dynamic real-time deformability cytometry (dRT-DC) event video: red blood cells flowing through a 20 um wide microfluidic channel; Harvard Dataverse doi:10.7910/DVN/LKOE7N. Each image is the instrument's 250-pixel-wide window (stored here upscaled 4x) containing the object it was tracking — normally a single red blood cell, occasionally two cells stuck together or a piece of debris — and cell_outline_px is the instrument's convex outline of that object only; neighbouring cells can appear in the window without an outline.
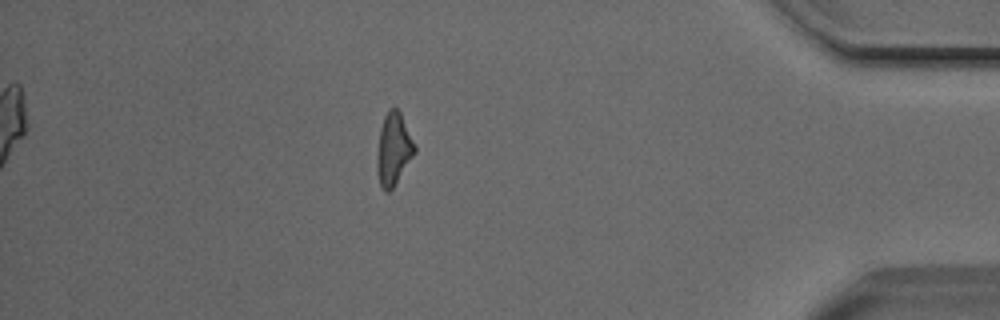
{"species": "Egyptian fruit bat (a non-hibernating species)", "species_latin": "Rousettus aegyptiacus", "temperature_condition": "cold", "stored_images_in_passage": 47, "camera_frame_rate_fps": 3000, "um_per_image_px": 0.085, "animal": {"sex": "male"}, "frame": {"image": 1, "passage_image": 47, "time_ms": 15.333, "image_size_px": [1000, 320], "cell_outline_px": [[416, 152], [392, 188], [388, 192], [384, 192], [380, 188], [376, 168], [376, 156], [380, 128], [384, 116], [388, 108], [396, 108], [400, 112], [416, 148]], "centroid_in_image_um": [33.42, 12.7], "position_along_channel_um": 401.8, "area_um2": 15.84}}